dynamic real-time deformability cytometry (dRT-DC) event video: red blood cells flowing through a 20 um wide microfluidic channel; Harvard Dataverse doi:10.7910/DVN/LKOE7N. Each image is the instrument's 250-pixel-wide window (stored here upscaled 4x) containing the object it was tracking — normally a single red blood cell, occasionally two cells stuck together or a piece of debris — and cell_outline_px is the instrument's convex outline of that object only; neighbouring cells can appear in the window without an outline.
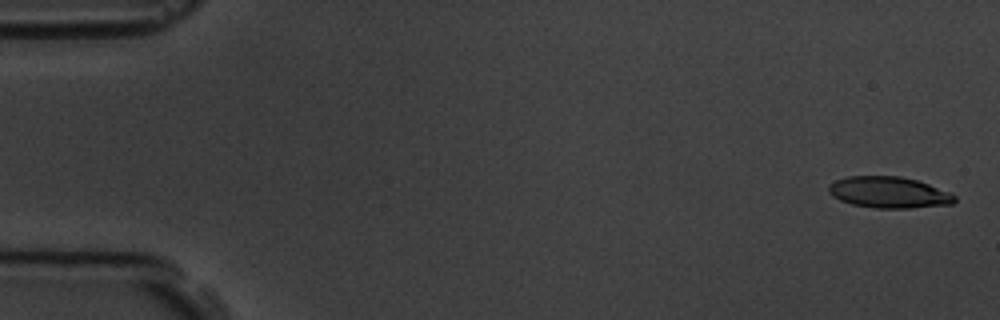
{"species": "common noctule bat (a hibernating species)", "species_latin": "Nyctalus noctula", "temperature_condition": "room temperature", "stored_images_in_passage": 15, "camera_frame_rate_fps": 3000, "um_per_image_px": 0.085, "animal": {"sex": "male", "body_mass_g": 19.5, "forearm_length_mm": 54.6}, "frame": {"image": 1, "passage_image": 1, "time_ms": 0.0, "image_size_px": [1000, 320], "cell_outline_px": [[956, 200], [952, 204], [912, 208], [876, 208], [852, 204], [840, 200], [832, 196], [828, 192], [828, 184], [836, 180], [848, 176], [900, 176], [916, 180], [952, 192], [956, 196]], "centroid_in_image_um": [75.56, 16.35], "position_along_channel_um": 9.4, "area_um2": 23.12}}
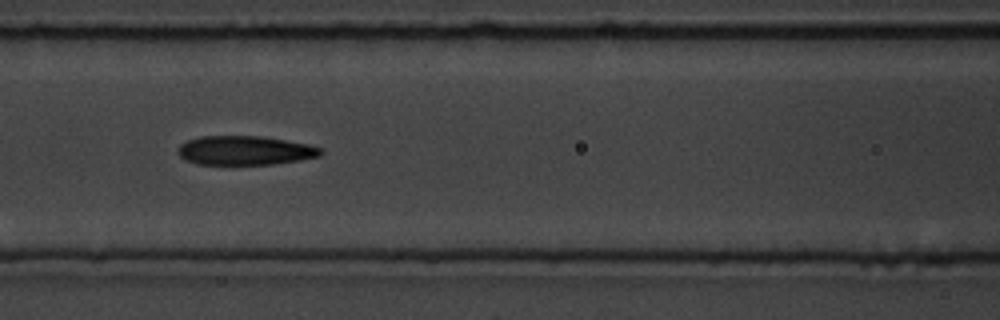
{"frame": {"image": 2, "passage_image": 7, "time_ms": 7.667, "image_size_px": [1000, 320], "cell_outline_px": [[324, 152], [320, 156], [300, 160], [272, 164], [196, 164], [184, 160], [176, 152], [180, 144], [188, 140], [200, 136], [264, 136], [308, 144], [320, 148]], "centroid_in_image_um": [20.8, 12.78], "position_along_channel_um": 145.8, "area_um2": 24.33}}
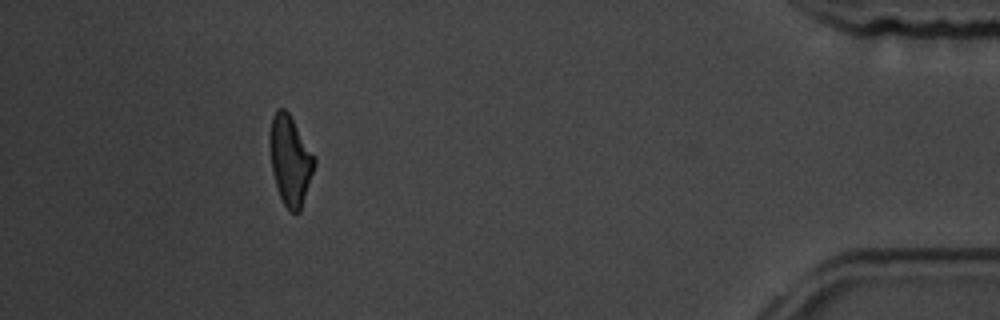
{"frame": {"image": 3, "passage_image": 14, "time_ms": 16.667, "image_size_px": [1000, 320], "cell_outline_px": [[316, 164], [300, 212], [292, 212], [284, 204], [280, 196], [272, 172], [268, 144], [268, 136], [272, 116], [276, 108], [284, 108], [288, 112], [316, 160]], "centroid_in_image_um": [24.63, 13.6], "position_along_channel_um": 410.6, "area_um2": 23.18}, "authors_computed_cell_mechanics": {"area_um2": 24.3338, "velocity_mm_per_s": 3.5935, "shape_relaxation_time_tau1_ms": 4.6739, "shape_relaxation_time_tau2_ms": 3.6366, "deformation_change_tau1": 0.152, "deformation_change_tau2": 0.1071}}